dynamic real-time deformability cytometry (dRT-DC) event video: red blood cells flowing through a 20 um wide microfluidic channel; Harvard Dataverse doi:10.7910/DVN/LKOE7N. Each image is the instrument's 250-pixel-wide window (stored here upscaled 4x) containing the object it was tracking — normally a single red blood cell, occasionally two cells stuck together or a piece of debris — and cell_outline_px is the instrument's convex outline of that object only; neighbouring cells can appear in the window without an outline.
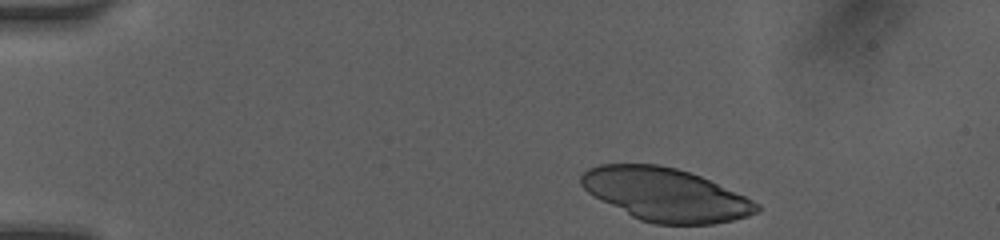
{"species": "human", "species_latin": "Homo sapiens", "temperature_condition": "room temperature", "stored_images_in_passage": 39, "camera_frame_rate_fps": 3000, "um_per_image_px": 0.085, "donor": {"sex": "female"}, "frame": {"image": 1, "passage_image": 1, "time_ms": 0.0, "image_size_px": [1000, 240], "cell_outline_px": [[760, 208], [756, 212], [748, 216], [732, 220], [712, 224], [656, 224], [640, 220], [600, 200], [588, 192], [580, 184], [580, 176], [588, 168], [600, 164], [660, 164], [676, 168], [700, 176], [744, 196], [760, 204]], "centroid_in_image_um": [56.54, 16.53], "position_along_channel_um": 28.5, "area_um2": 53.87}}